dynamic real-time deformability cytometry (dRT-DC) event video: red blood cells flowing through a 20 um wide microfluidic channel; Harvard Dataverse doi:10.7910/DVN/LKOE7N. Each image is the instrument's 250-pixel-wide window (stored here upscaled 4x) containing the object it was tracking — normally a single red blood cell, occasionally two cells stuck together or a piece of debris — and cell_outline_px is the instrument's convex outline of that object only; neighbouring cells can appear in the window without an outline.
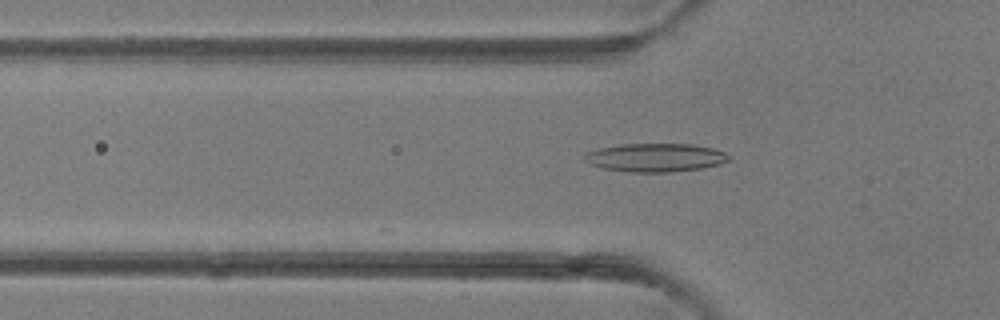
{"species": "common noctule bat (a hibernating species)", "species_latin": "Nyctalus noctula", "temperature_condition": "room temperature", "stored_images_in_passage": 6, "camera_frame_rate_fps": 3000, "um_per_image_px": 0.085, "animal": {"sex": "female"}, "frame": {"image": 1, "passage_image": 6, "time_ms": 5.667, "image_size_px": [1000, 320], "cell_outline_px": [[732, 156], [728, 160], [720, 164], [700, 168], [672, 172], [632, 172], [604, 168], [588, 164], [584, 160], [584, 152], [600, 148], [620, 144], [692, 144], [712, 148], [724, 152]], "centroid_in_image_um": [55.69, 13.39], "position_along_channel_um": 70.1, "area_um2": 23.93}}